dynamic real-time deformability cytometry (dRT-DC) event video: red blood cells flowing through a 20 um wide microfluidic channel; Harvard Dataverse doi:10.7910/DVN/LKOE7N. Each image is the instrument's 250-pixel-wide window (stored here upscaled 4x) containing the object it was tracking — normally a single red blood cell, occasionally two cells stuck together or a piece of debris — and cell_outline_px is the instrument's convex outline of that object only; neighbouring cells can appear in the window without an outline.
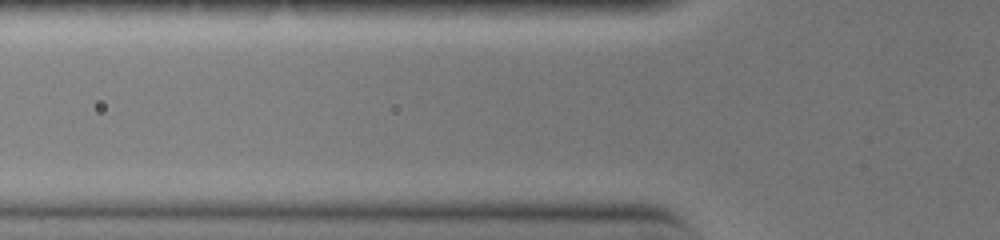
{"species": "common noctule bat (a hibernating species)", "species_latin": "Nyctalus noctula", "temperature_condition": "warm", "stored_images_in_passage": 4, "camera_frame_rate_fps": 3000, "um_per_image_px": 0.085, "animal": {"sex": "female", "body_mass_g": 19.0, "forearm_length_mm": 51.5}, "frame": {"image": 1, "passage_image": 3, "time_ms": 0.667, "image_size_px": [1000, 240], "cell_outline_px": [[628, 160], [624, 164], [612, 168], [492, 168], [484, 164], [488, 160], [508, 156], [536, 156]], "centroid_in_image_um": [46.93, 13.82], "position_along_channel_um": 78.9, "area_um2": 10.23}}